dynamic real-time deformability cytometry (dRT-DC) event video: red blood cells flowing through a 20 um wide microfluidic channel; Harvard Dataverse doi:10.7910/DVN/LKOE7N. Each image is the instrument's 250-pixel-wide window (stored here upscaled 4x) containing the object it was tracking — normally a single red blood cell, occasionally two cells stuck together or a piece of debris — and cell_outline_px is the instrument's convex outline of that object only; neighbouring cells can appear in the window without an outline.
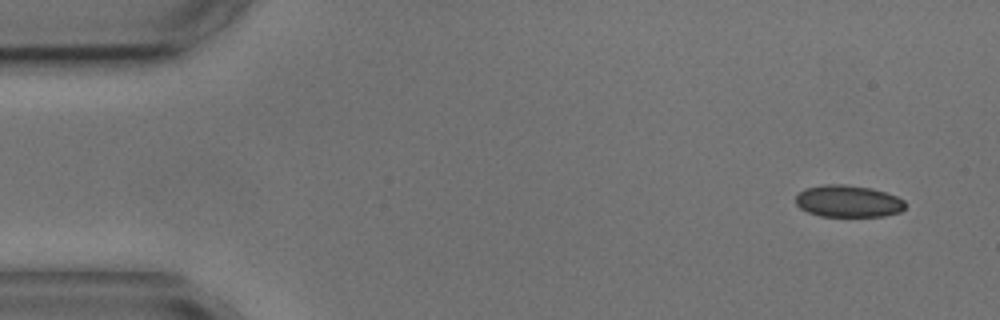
{"species": "common noctule bat (a hibernating species)", "species_latin": "Nyctalus noctula", "temperature_condition": "cold", "stored_images_in_passage": 5, "camera_frame_rate_fps": 3000, "um_per_image_px": 0.085, "animal": {"sex": "male", "body_mass_g": 17.9, "forearm_length_mm": 54.2}, "frame": {"image": 1, "passage_image": 1, "time_ms": 0.0, "image_size_px": [1000, 320], "cell_outline_px": [[904, 208], [900, 212], [884, 216], [820, 216], [808, 212], [800, 208], [796, 204], [796, 196], [804, 188], [824, 184], [844, 184], [872, 188], [896, 196], [904, 200]], "centroid_in_image_um": [72.07, 17.1], "position_along_channel_um": 12.9, "area_um2": 20.4}}
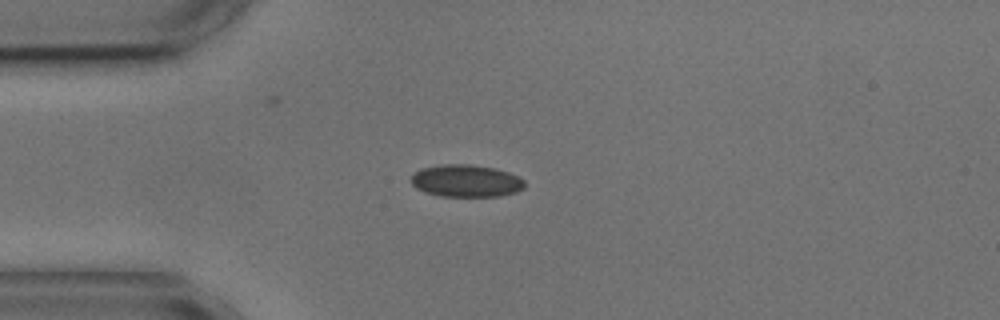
{"frame": {"image": 2, "passage_image": 4, "time_ms": 3.333, "image_size_px": [1000, 320], "cell_outline_px": [[524, 188], [516, 192], [500, 196], [440, 196], [424, 192], [416, 188], [412, 184], [412, 176], [420, 168], [440, 164], [468, 164], [496, 168], [520, 176], [524, 180]], "centroid_in_image_um": [39.63, 15.37], "position_along_channel_um": 45.4, "area_um2": 21.5}}
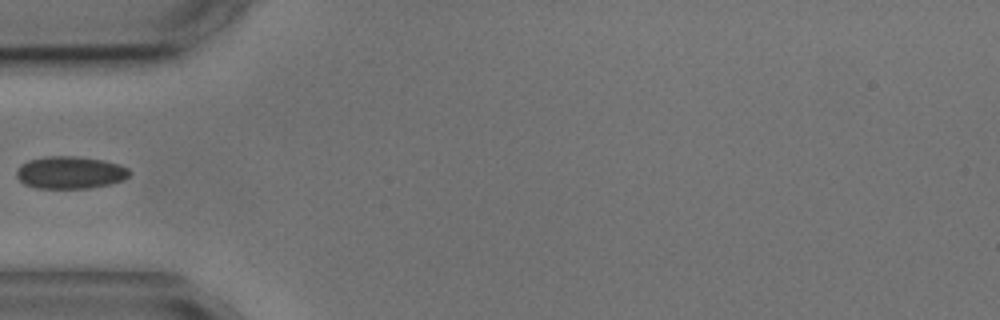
{"frame": {"image": 3, "passage_image": 5, "time_ms": 4.667, "image_size_px": [1000, 320], "cell_outline_px": [[132, 172], [124, 180], [112, 184], [88, 188], [36, 188], [24, 184], [16, 176], [16, 172], [20, 164], [28, 160], [44, 156], [76, 156], [104, 160], [120, 164], [128, 168]], "centroid_in_image_um": [5.98, 14.66], "position_along_channel_um": 79.0, "area_um2": 21.62}}